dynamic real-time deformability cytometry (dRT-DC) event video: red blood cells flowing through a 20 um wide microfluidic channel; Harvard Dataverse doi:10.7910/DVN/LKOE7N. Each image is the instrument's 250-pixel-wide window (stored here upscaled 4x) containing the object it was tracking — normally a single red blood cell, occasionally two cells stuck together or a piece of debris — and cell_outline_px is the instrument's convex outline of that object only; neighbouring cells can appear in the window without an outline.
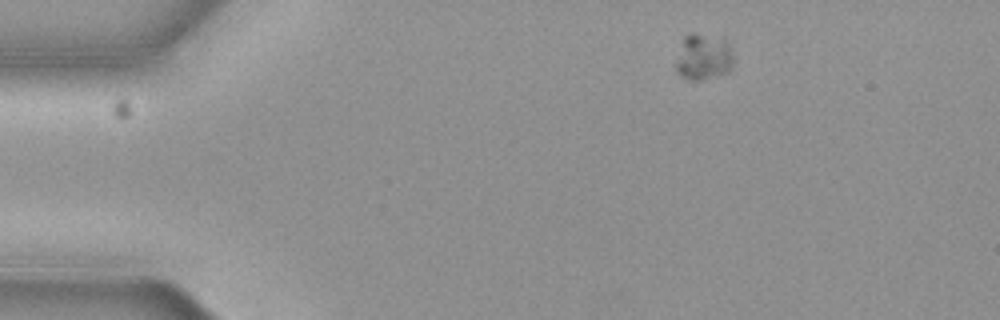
{"species": "common noctule bat (a hibernating species)", "species_latin": "Nyctalus noctula", "temperature_condition": "cold", "stored_images_in_passage": 4, "camera_frame_rate_fps": 3000, "um_per_image_px": 0.085, "animal": {"sex": "female", "body_mass_g": 19.3, "forearm_length_mm": 54.1}, "frame": {"image": 1, "passage_image": 1, "time_ms": 0.0, "image_size_px": [1000, 320], "cell_outline_px": [[732, 68], [728, 72], [700, 80], [688, 80], [680, 76], [676, 72], [676, 64], [684, 36], [692, 32], [724, 36], [732, 52]], "centroid_in_image_um": [59.81, 4.81], "position_along_channel_um": 25.2, "area_um2": 15.72}}
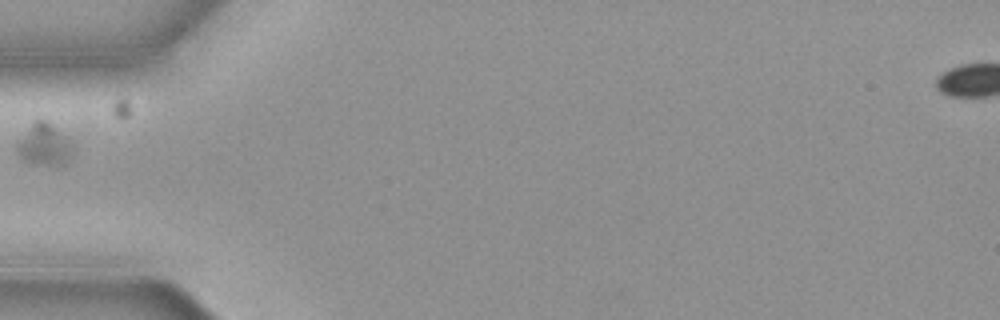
{"frame": {"image": 2, "passage_image": 4, "time_ms": 1.0, "image_size_px": [1000, 320], "cell_outline_px": [[72, 152], [68, 160], [64, 164], [48, 164], [24, 160], [16, 152], [16, 144], [32, 120], [44, 120], [52, 124], [72, 140]], "centroid_in_image_um": [3.76, 12.24], "position_along_channel_um": 81.2, "area_um2": 13.47}}